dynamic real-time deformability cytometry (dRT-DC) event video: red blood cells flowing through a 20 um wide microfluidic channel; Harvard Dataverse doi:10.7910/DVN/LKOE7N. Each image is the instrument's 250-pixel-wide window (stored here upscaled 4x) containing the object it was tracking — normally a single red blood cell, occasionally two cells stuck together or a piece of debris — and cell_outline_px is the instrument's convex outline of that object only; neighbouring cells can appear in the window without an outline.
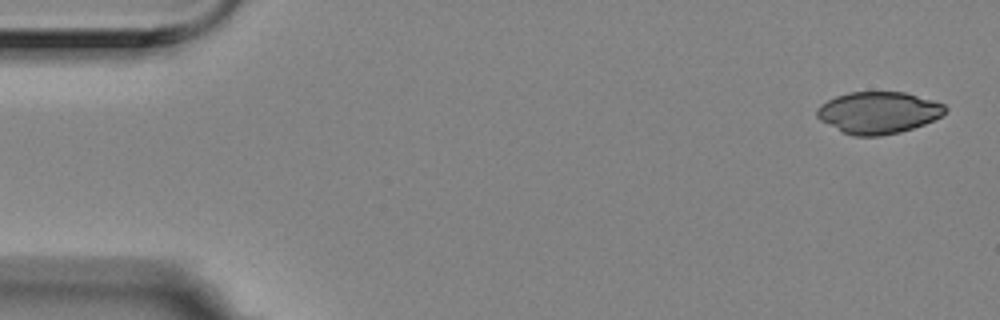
{"species": "Egyptian fruit bat (a non-hibernating species)", "species_latin": "Rousettus aegyptiacus", "temperature_condition": "room temperature", "stored_images_in_passage": 5, "camera_frame_rate_fps": 3000, "um_per_image_px": 0.085, "animal": {"sex": "female"}, "frame": {"image": 1, "passage_image": 1, "time_ms": 0.0, "image_size_px": [1000, 320], "cell_outline_px": [[948, 112], [924, 124], [900, 132], [880, 136], [852, 136], [840, 132], [820, 120], [816, 116], [816, 108], [820, 104], [836, 96], [848, 92], [904, 92], [932, 100], [944, 104], [948, 108]], "centroid_in_image_um": [74.63, 9.58], "position_along_channel_um": 10.4, "area_um2": 31.44}}